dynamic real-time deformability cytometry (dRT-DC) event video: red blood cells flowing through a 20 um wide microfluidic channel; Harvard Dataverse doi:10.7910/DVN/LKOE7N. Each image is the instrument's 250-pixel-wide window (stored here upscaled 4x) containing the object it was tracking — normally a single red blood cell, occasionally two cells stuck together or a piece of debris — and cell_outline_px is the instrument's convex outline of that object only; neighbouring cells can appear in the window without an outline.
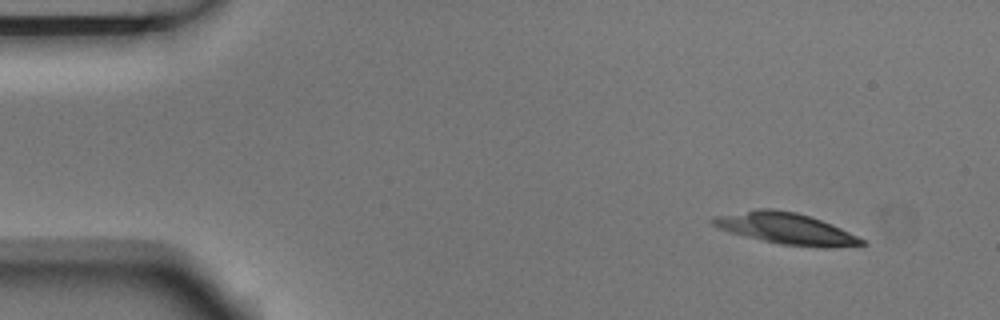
{"species": "Egyptian fruit bat (a non-hibernating species)", "species_latin": "Rousettus aegyptiacus", "temperature_condition": "room temperature", "stored_images_in_passage": 5, "camera_frame_rate_fps": 3000, "um_per_image_px": 0.085, "animal": {"sex": "male"}, "frame": {"image": 1, "passage_image": 2, "time_ms": 0.333, "image_size_px": [1000, 320], "cell_outline_px": [[868, 244], [828, 248], [824, 248], [780, 244], [728, 232], [712, 224], [708, 220], [716, 216], [756, 208], [772, 208], [796, 212], [832, 224], [864, 240]], "centroid_in_image_um": [66.78, 19.42], "position_along_channel_um": 18.2, "area_um2": 26.99}}